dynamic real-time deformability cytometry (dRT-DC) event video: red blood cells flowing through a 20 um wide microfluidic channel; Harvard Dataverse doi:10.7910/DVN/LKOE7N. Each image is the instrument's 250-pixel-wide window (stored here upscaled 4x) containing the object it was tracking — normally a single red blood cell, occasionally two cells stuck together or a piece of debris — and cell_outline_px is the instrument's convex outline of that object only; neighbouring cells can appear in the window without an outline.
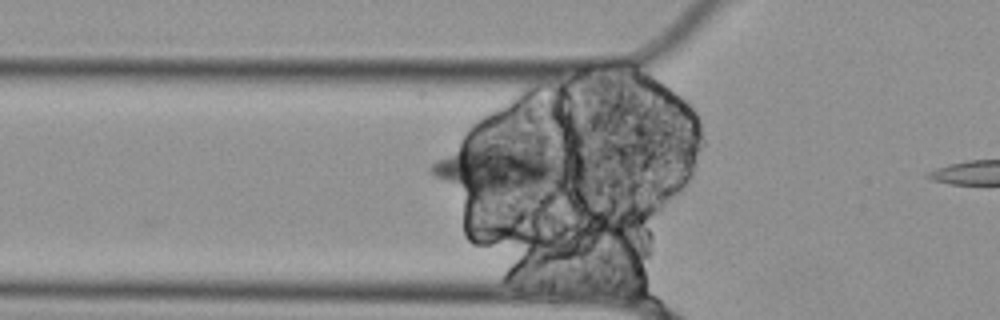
{"species": "Egyptian fruit bat (a non-hibernating species)", "species_latin": "Rousettus aegyptiacus", "temperature_condition": "cold", "stored_images_in_passage": 12, "camera_frame_rate_fps": 3000, "um_per_image_px": 0.085, "animal": {"sex": "female"}, "frame": {"image": 1, "passage_image": 10, "time_ms": 3.0, "image_size_px": [1000, 320], "cell_outline_px": [[568, 172], [564, 176], [536, 192], [468, 192], [436, 176], [428, 168], [436, 160], [460, 140], [464, 140], [496, 144], [520, 148], [564, 160], [568, 168]], "centroid_in_image_um": [42.26, 14.29], "position_along_channel_um": 83.5, "area_um2": 37.69}}